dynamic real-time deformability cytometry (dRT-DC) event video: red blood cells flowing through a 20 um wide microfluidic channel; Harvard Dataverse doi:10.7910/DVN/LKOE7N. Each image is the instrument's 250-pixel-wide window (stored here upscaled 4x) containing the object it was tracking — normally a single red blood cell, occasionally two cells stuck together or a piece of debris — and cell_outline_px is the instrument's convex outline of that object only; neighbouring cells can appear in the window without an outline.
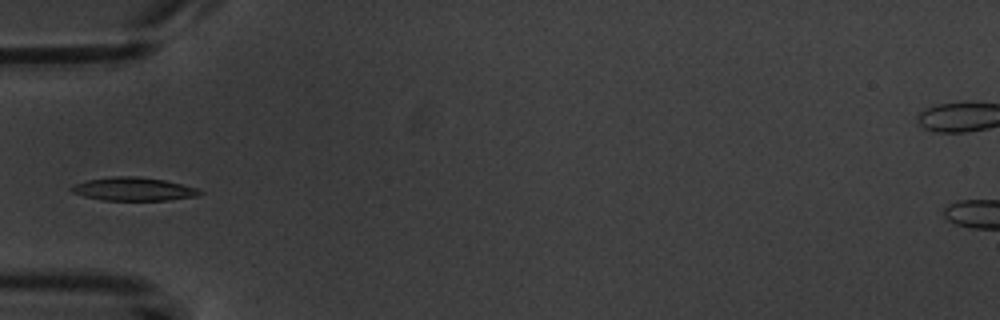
{"species": "common noctule bat (a hibernating species)", "species_latin": "Nyctalus noctula", "temperature_condition": "warm", "stored_images_in_passage": 4, "camera_frame_rate_fps": 3000, "um_per_image_px": 0.085, "animal": {"sex": "male", "body_mass_g": 20.1, "forearm_length_mm": 53.5}, "frame": {"image": 1, "passage_image": 3, "time_ms": 3.0, "image_size_px": [1000, 320], "cell_outline_px": [[204, 192], [196, 196], [168, 200], [104, 200], [84, 196], [72, 192], [68, 188], [72, 184], [88, 180], [112, 176], [136, 176], [164, 180], [196, 188]], "centroid_in_image_um": [11.3, 16.06], "position_along_channel_um": 73.7, "area_um2": 17.34}}